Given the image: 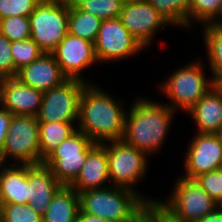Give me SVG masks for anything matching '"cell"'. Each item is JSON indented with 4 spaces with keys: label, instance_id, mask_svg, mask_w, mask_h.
Instances as JSON below:
<instances>
[{
    "label": "cell",
    "instance_id": "cell-17",
    "mask_svg": "<svg viewBox=\"0 0 222 222\" xmlns=\"http://www.w3.org/2000/svg\"><path fill=\"white\" fill-rule=\"evenodd\" d=\"M29 203L41 216L48 209L52 197L63 186L44 163L27 164Z\"/></svg>",
    "mask_w": 222,
    "mask_h": 222
},
{
    "label": "cell",
    "instance_id": "cell-6",
    "mask_svg": "<svg viewBox=\"0 0 222 222\" xmlns=\"http://www.w3.org/2000/svg\"><path fill=\"white\" fill-rule=\"evenodd\" d=\"M69 8L62 0H41L29 16L31 39L51 53L68 34Z\"/></svg>",
    "mask_w": 222,
    "mask_h": 222
},
{
    "label": "cell",
    "instance_id": "cell-22",
    "mask_svg": "<svg viewBox=\"0 0 222 222\" xmlns=\"http://www.w3.org/2000/svg\"><path fill=\"white\" fill-rule=\"evenodd\" d=\"M75 127L74 122H39L40 164L77 130Z\"/></svg>",
    "mask_w": 222,
    "mask_h": 222
},
{
    "label": "cell",
    "instance_id": "cell-36",
    "mask_svg": "<svg viewBox=\"0 0 222 222\" xmlns=\"http://www.w3.org/2000/svg\"><path fill=\"white\" fill-rule=\"evenodd\" d=\"M76 222H111V221L79 211Z\"/></svg>",
    "mask_w": 222,
    "mask_h": 222
},
{
    "label": "cell",
    "instance_id": "cell-32",
    "mask_svg": "<svg viewBox=\"0 0 222 222\" xmlns=\"http://www.w3.org/2000/svg\"><path fill=\"white\" fill-rule=\"evenodd\" d=\"M195 180L220 205L222 202V168L201 174Z\"/></svg>",
    "mask_w": 222,
    "mask_h": 222
},
{
    "label": "cell",
    "instance_id": "cell-23",
    "mask_svg": "<svg viewBox=\"0 0 222 222\" xmlns=\"http://www.w3.org/2000/svg\"><path fill=\"white\" fill-rule=\"evenodd\" d=\"M202 26L211 77L216 84H222V23L213 22Z\"/></svg>",
    "mask_w": 222,
    "mask_h": 222
},
{
    "label": "cell",
    "instance_id": "cell-18",
    "mask_svg": "<svg viewBox=\"0 0 222 222\" xmlns=\"http://www.w3.org/2000/svg\"><path fill=\"white\" fill-rule=\"evenodd\" d=\"M109 168L106 148L97 144L87 155L76 179L69 185L78 194L87 190L101 189L109 183Z\"/></svg>",
    "mask_w": 222,
    "mask_h": 222
},
{
    "label": "cell",
    "instance_id": "cell-12",
    "mask_svg": "<svg viewBox=\"0 0 222 222\" xmlns=\"http://www.w3.org/2000/svg\"><path fill=\"white\" fill-rule=\"evenodd\" d=\"M119 19L144 48L151 44L158 29L171 25L146 0H125Z\"/></svg>",
    "mask_w": 222,
    "mask_h": 222
},
{
    "label": "cell",
    "instance_id": "cell-40",
    "mask_svg": "<svg viewBox=\"0 0 222 222\" xmlns=\"http://www.w3.org/2000/svg\"><path fill=\"white\" fill-rule=\"evenodd\" d=\"M220 18H222V0H220ZM220 23H222V19L220 20Z\"/></svg>",
    "mask_w": 222,
    "mask_h": 222
},
{
    "label": "cell",
    "instance_id": "cell-3",
    "mask_svg": "<svg viewBox=\"0 0 222 222\" xmlns=\"http://www.w3.org/2000/svg\"><path fill=\"white\" fill-rule=\"evenodd\" d=\"M79 199L81 212L111 222H143L157 203L139 192L113 185L81 192Z\"/></svg>",
    "mask_w": 222,
    "mask_h": 222
},
{
    "label": "cell",
    "instance_id": "cell-5",
    "mask_svg": "<svg viewBox=\"0 0 222 222\" xmlns=\"http://www.w3.org/2000/svg\"><path fill=\"white\" fill-rule=\"evenodd\" d=\"M173 72L162 82V94L171 101L166 103L172 110L188 112L216 83L211 77L206 78L202 63L189 62Z\"/></svg>",
    "mask_w": 222,
    "mask_h": 222
},
{
    "label": "cell",
    "instance_id": "cell-9",
    "mask_svg": "<svg viewBox=\"0 0 222 222\" xmlns=\"http://www.w3.org/2000/svg\"><path fill=\"white\" fill-rule=\"evenodd\" d=\"M96 145L84 132L77 129L43 163L63 186H69L78 176L88 153Z\"/></svg>",
    "mask_w": 222,
    "mask_h": 222
},
{
    "label": "cell",
    "instance_id": "cell-35",
    "mask_svg": "<svg viewBox=\"0 0 222 222\" xmlns=\"http://www.w3.org/2000/svg\"><path fill=\"white\" fill-rule=\"evenodd\" d=\"M198 222H222V208L218 206L214 211L206 214Z\"/></svg>",
    "mask_w": 222,
    "mask_h": 222
},
{
    "label": "cell",
    "instance_id": "cell-39",
    "mask_svg": "<svg viewBox=\"0 0 222 222\" xmlns=\"http://www.w3.org/2000/svg\"><path fill=\"white\" fill-rule=\"evenodd\" d=\"M220 143L222 144V126L221 128L219 129L218 133L216 134Z\"/></svg>",
    "mask_w": 222,
    "mask_h": 222
},
{
    "label": "cell",
    "instance_id": "cell-4",
    "mask_svg": "<svg viewBox=\"0 0 222 222\" xmlns=\"http://www.w3.org/2000/svg\"><path fill=\"white\" fill-rule=\"evenodd\" d=\"M172 190L170 198L157 199L154 206L169 222H198L219 206L195 179L181 176Z\"/></svg>",
    "mask_w": 222,
    "mask_h": 222
},
{
    "label": "cell",
    "instance_id": "cell-15",
    "mask_svg": "<svg viewBox=\"0 0 222 222\" xmlns=\"http://www.w3.org/2000/svg\"><path fill=\"white\" fill-rule=\"evenodd\" d=\"M43 92L22 83L16 77L0 80V105L13 115L37 116Z\"/></svg>",
    "mask_w": 222,
    "mask_h": 222
},
{
    "label": "cell",
    "instance_id": "cell-8",
    "mask_svg": "<svg viewBox=\"0 0 222 222\" xmlns=\"http://www.w3.org/2000/svg\"><path fill=\"white\" fill-rule=\"evenodd\" d=\"M108 157L111 185L138 191L135 184L146 175L148 156L121 140L102 143ZM135 187V188H134Z\"/></svg>",
    "mask_w": 222,
    "mask_h": 222
},
{
    "label": "cell",
    "instance_id": "cell-28",
    "mask_svg": "<svg viewBox=\"0 0 222 222\" xmlns=\"http://www.w3.org/2000/svg\"><path fill=\"white\" fill-rule=\"evenodd\" d=\"M0 33L9 41H22L31 37L29 17L10 16L0 20Z\"/></svg>",
    "mask_w": 222,
    "mask_h": 222
},
{
    "label": "cell",
    "instance_id": "cell-26",
    "mask_svg": "<svg viewBox=\"0 0 222 222\" xmlns=\"http://www.w3.org/2000/svg\"><path fill=\"white\" fill-rule=\"evenodd\" d=\"M193 20L203 22V25L220 23V0H191L188 28L192 26Z\"/></svg>",
    "mask_w": 222,
    "mask_h": 222
},
{
    "label": "cell",
    "instance_id": "cell-41",
    "mask_svg": "<svg viewBox=\"0 0 222 222\" xmlns=\"http://www.w3.org/2000/svg\"><path fill=\"white\" fill-rule=\"evenodd\" d=\"M143 222H153L149 217H147Z\"/></svg>",
    "mask_w": 222,
    "mask_h": 222
},
{
    "label": "cell",
    "instance_id": "cell-34",
    "mask_svg": "<svg viewBox=\"0 0 222 222\" xmlns=\"http://www.w3.org/2000/svg\"><path fill=\"white\" fill-rule=\"evenodd\" d=\"M13 114L0 105V151L3 149L5 139Z\"/></svg>",
    "mask_w": 222,
    "mask_h": 222
},
{
    "label": "cell",
    "instance_id": "cell-1",
    "mask_svg": "<svg viewBox=\"0 0 222 222\" xmlns=\"http://www.w3.org/2000/svg\"><path fill=\"white\" fill-rule=\"evenodd\" d=\"M123 107L107 91L88 84L80 99L77 129L96 144L121 140L127 113Z\"/></svg>",
    "mask_w": 222,
    "mask_h": 222
},
{
    "label": "cell",
    "instance_id": "cell-29",
    "mask_svg": "<svg viewBox=\"0 0 222 222\" xmlns=\"http://www.w3.org/2000/svg\"><path fill=\"white\" fill-rule=\"evenodd\" d=\"M0 222H42V216L29 205L2 204Z\"/></svg>",
    "mask_w": 222,
    "mask_h": 222
},
{
    "label": "cell",
    "instance_id": "cell-16",
    "mask_svg": "<svg viewBox=\"0 0 222 222\" xmlns=\"http://www.w3.org/2000/svg\"><path fill=\"white\" fill-rule=\"evenodd\" d=\"M15 77L43 93L67 79L51 53H43L38 59L17 71Z\"/></svg>",
    "mask_w": 222,
    "mask_h": 222
},
{
    "label": "cell",
    "instance_id": "cell-27",
    "mask_svg": "<svg viewBox=\"0 0 222 222\" xmlns=\"http://www.w3.org/2000/svg\"><path fill=\"white\" fill-rule=\"evenodd\" d=\"M11 51L14 59V77L17 71L29 65L44 53L31 38L11 42Z\"/></svg>",
    "mask_w": 222,
    "mask_h": 222
},
{
    "label": "cell",
    "instance_id": "cell-24",
    "mask_svg": "<svg viewBox=\"0 0 222 222\" xmlns=\"http://www.w3.org/2000/svg\"><path fill=\"white\" fill-rule=\"evenodd\" d=\"M102 20L82 11L80 8L69 9L68 33L92 43L96 41Z\"/></svg>",
    "mask_w": 222,
    "mask_h": 222
},
{
    "label": "cell",
    "instance_id": "cell-2",
    "mask_svg": "<svg viewBox=\"0 0 222 222\" xmlns=\"http://www.w3.org/2000/svg\"><path fill=\"white\" fill-rule=\"evenodd\" d=\"M175 112L163 102L138 98L126 113L122 140L147 156L157 154L165 143Z\"/></svg>",
    "mask_w": 222,
    "mask_h": 222
},
{
    "label": "cell",
    "instance_id": "cell-19",
    "mask_svg": "<svg viewBox=\"0 0 222 222\" xmlns=\"http://www.w3.org/2000/svg\"><path fill=\"white\" fill-rule=\"evenodd\" d=\"M187 113L197 124V132L217 134L222 126V84H215Z\"/></svg>",
    "mask_w": 222,
    "mask_h": 222
},
{
    "label": "cell",
    "instance_id": "cell-14",
    "mask_svg": "<svg viewBox=\"0 0 222 222\" xmlns=\"http://www.w3.org/2000/svg\"><path fill=\"white\" fill-rule=\"evenodd\" d=\"M185 176L195 179L201 174L222 168V144L216 134L197 133L184 160Z\"/></svg>",
    "mask_w": 222,
    "mask_h": 222
},
{
    "label": "cell",
    "instance_id": "cell-33",
    "mask_svg": "<svg viewBox=\"0 0 222 222\" xmlns=\"http://www.w3.org/2000/svg\"><path fill=\"white\" fill-rule=\"evenodd\" d=\"M6 77H14V59L11 41L0 33V80Z\"/></svg>",
    "mask_w": 222,
    "mask_h": 222
},
{
    "label": "cell",
    "instance_id": "cell-20",
    "mask_svg": "<svg viewBox=\"0 0 222 222\" xmlns=\"http://www.w3.org/2000/svg\"><path fill=\"white\" fill-rule=\"evenodd\" d=\"M0 200L2 204L28 205L27 164L12 163L9 167L0 164Z\"/></svg>",
    "mask_w": 222,
    "mask_h": 222
},
{
    "label": "cell",
    "instance_id": "cell-21",
    "mask_svg": "<svg viewBox=\"0 0 222 222\" xmlns=\"http://www.w3.org/2000/svg\"><path fill=\"white\" fill-rule=\"evenodd\" d=\"M79 211V194L69 186H62L42 215V222H76Z\"/></svg>",
    "mask_w": 222,
    "mask_h": 222
},
{
    "label": "cell",
    "instance_id": "cell-25",
    "mask_svg": "<svg viewBox=\"0 0 222 222\" xmlns=\"http://www.w3.org/2000/svg\"><path fill=\"white\" fill-rule=\"evenodd\" d=\"M171 25L188 28L191 0H146ZM179 25V26H178Z\"/></svg>",
    "mask_w": 222,
    "mask_h": 222
},
{
    "label": "cell",
    "instance_id": "cell-31",
    "mask_svg": "<svg viewBox=\"0 0 222 222\" xmlns=\"http://www.w3.org/2000/svg\"><path fill=\"white\" fill-rule=\"evenodd\" d=\"M41 0H0V20L10 16L29 17Z\"/></svg>",
    "mask_w": 222,
    "mask_h": 222
},
{
    "label": "cell",
    "instance_id": "cell-38",
    "mask_svg": "<svg viewBox=\"0 0 222 222\" xmlns=\"http://www.w3.org/2000/svg\"><path fill=\"white\" fill-rule=\"evenodd\" d=\"M63 3L69 9L79 8L83 3L87 2L88 0H62Z\"/></svg>",
    "mask_w": 222,
    "mask_h": 222
},
{
    "label": "cell",
    "instance_id": "cell-13",
    "mask_svg": "<svg viewBox=\"0 0 222 222\" xmlns=\"http://www.w3.org/2000/svg\"><path fill=\"white\" fill-rule=\"evenodd\" d=\"M51 54L67 79H78L90 84L81 73L98 63L94 43L68 33Z\"/></svg>",
    "mask_w": 222,
    "mask_h": 222
},
{
    "label": "cell",
    "instance_id": "cell-30",
    "mask_svg": "<svg viewBox=\"0 0 222 222\" xmlns=\"http://www.w3.org/2000/svg\"><path fill=\"white\" fill-rule=\"evenodd\" d=\"M125 0H88L79 8L99 17L102 21L118 18Z\"/></svg>",
    "mask_w": 222,
    "mask_h": 222
},
{
    "label": "cell",
    "instance_id": "cell-7",
    "mask_svg": "<svg viewBox=\"0 0 222 222\" xmlns=\"http://www.w3.org/2000/svg\"><path fill=\"white\" fill-rule=\"evenodd\" d=\"M9 156L14 164H40L39 122L35 116L13 115L0 151V164Z\"/></svg>",
    "mask_w": 222,
    "mask_h": 222
},
{
    "label": "cell",
    "instance_id": "cell-10",
    "mask_svg": "<svg viewBox=\"0 0 222 222\" xmlns=\"http://www.w3.org/2000/svg\"><path fill=\"white\" fill-rule=\"evenodd\" d=\"M89 83L66 79L60 85L44 92L38 122H76L79 118L80 99Z\"/></svg>",
    "mask_w": 222,
    "mask_h": 222
},
{
    "label": "cell",
    "instance_id": "cell-11",
    "mask_svg": "<svg viewBox=\"0 0 222 222\" xmlns=\"http://www.w3.org/2000/svg\"><path fill=\"white\" fill-rule=\"evenodd\" d=\"M144 47L118 18L103 20L94 42L98 62L116 61L136 55Z\"/></svg>",
    "mask_w": 222,
    "mask_h": 222
},
{
    "label": "cell",
    "instance_id": "cell-37",
    "mask_svg": "<svg viewBox=\"0 0 222 222\" xmlns=\"http://www.w3.org/2000/svg\"><path fill=\"white\" fill-rule=\"evenodd\" d=\"M148 217L153 222H169L155 207L149 209Z\"/></svg>",
    "mask_w": 222,
    "mask_h": 222
}]
</instances>
